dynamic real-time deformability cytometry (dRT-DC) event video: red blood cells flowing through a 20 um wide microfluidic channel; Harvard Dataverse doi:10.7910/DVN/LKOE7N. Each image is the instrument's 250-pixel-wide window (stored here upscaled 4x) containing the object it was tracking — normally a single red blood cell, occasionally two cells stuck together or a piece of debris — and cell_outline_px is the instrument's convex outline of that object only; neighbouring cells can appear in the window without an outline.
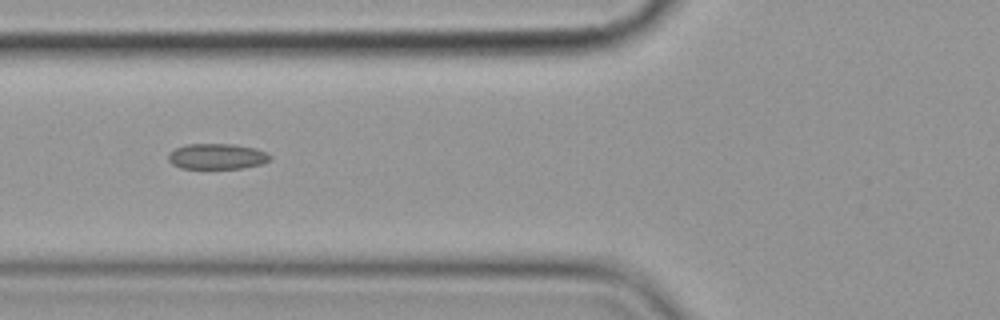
{"species": "common noctule bat (a hibernating species)", "species_latin": "Nyctalus noctula", "temperature_condition": "cold", "stored_images_in_passage": 15, "camera_frame_rate_fps": 3000, "um_per_image_px": 0.085, "animal": {"sex": "female", "body_mass_g": 19.9}, "frame": {"image": 1, "passage_image": 6, "time_ms": 7.0, "image_size_px": [1000, 320], "cell_outline_px": [[272, 156], [268, 160], [260, 164], [240, 168], [180, 168], [172, 164], [168, 160], [168, 152], [176, 148], [188, 144], [232, 144], [256, 148], [268, 152]], "centroid_in_image_um": [18.43, 13.28], "position_along_channel_um": 107.4, "area_um2": 15.14}}
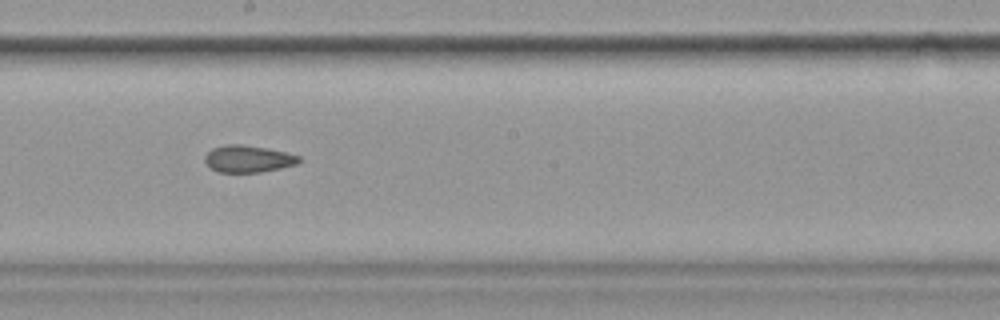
{"frame": {"image": 2, "passage_image": 9, "time_ms": 10.333, "image_size_px": [1000, 320], "cell_outline_px": [[300, 160], [296, 164], [280, 168], [260, 172], [220, 172], [212, 168], [204, 160], [204, 156], [212, 148], [228, 144], [240, 144], [268, 148], [300, 156]], "centroid_in_image_um": [21.08, 13.49], "position_along_channel_um": 227.1, "area_um2": 14.62}}
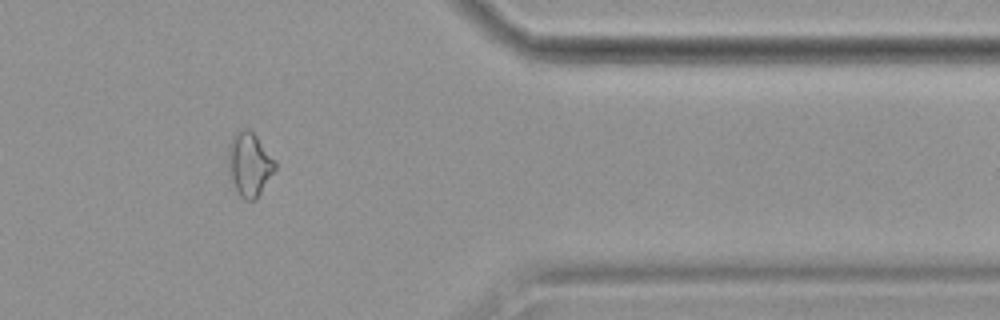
{"frame": {"image": 3, "passage_image": 13, "time_ms": 15.333, "image_size_px": [1000, 320], "cell_outline_px": [[276, 168], [256, 200], [244, 200], [240, 196], [232, 180], [228, 160], [228, 144], [232, 136], [240, 128], [248, 128], [256, 136], [276, 160]], "centroid_in_image_um": [21.21, 13.93], "position_along_channel_um": 390.2, "area_um2": 17.34}, "authors_computed_cell_mechanics": {"area_um2": 15.895, "velocity_mm_per_s": 3.6003, "shape_relaxation_time_tau1_ms": 3.5003, "shape_relaxation_time_tau2_ms": null, "deformation_change_tau1": 0.0785, "deformation_change_tau2": null}}